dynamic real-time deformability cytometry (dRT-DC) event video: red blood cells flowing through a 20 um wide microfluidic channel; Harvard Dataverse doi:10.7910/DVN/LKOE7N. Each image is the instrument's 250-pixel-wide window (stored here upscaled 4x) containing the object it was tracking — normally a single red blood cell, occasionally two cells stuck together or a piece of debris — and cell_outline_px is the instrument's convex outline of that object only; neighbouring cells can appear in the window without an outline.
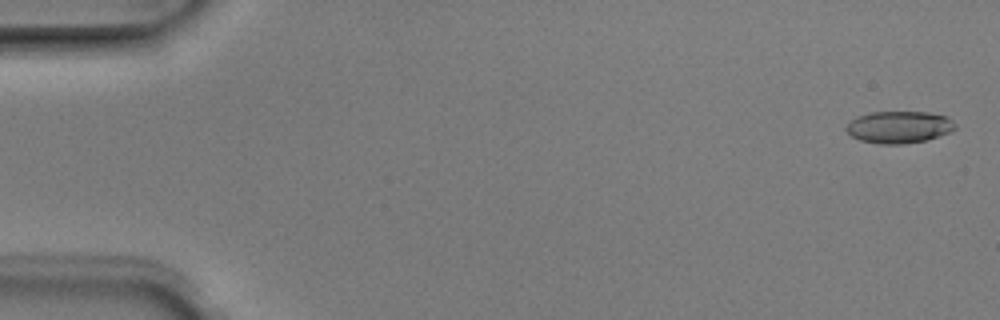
{"species": "Egyptian fruit bat (a non-hibernating species)", "species_latin": "Rousettus aegyptiacus", "temperature_condition": "room temperature", "stored_images_in_passage": 5, "camera_frame_rate_fps": 3000, "um_per_image_px": 0.085, "animal": {"sex": "male"}, "frame": {"image": 1, "passage_image": 1, "time_ms": 0.0, "image_size_px": [1000, 320], "cell_outline_px": [[956, 128], [948, 132], [924, 140], [900, 144], [880, 144], [860, 140], [852, 136], [844, 128], [856, 116], [872, 112], [928, 112], [944, 116], [952, 120], [956, 124]], "centroid_in_image_um": [76.39, 10.79], "position_along_channel_um": 8.6, "area_um2": 20.06}}
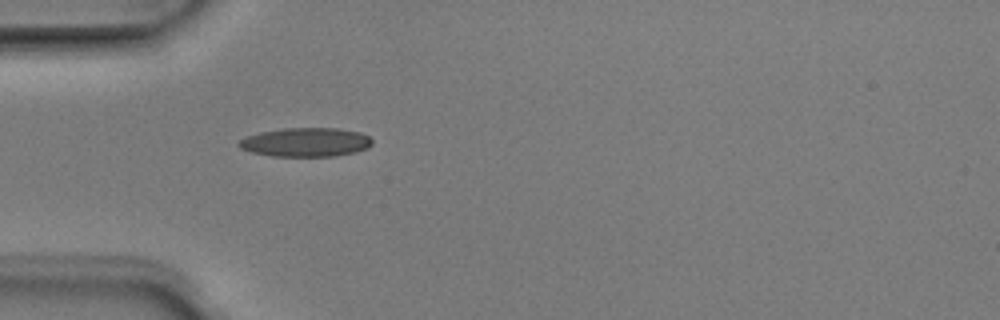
{"frame": {"image": 2, "passage_image": 5, "time_ms": 1.333, "image_size_px": [1000, 320], "cell_outline_px": [[372, 144], [368, 148], [356, 152], [336, 156], [272, 156], [252, 152], [240, 148], [236, 144], [240, 140], [248, 136], [260, 132], [284, 128], [336, 128], [360, 132], [368, 136], [372, 140]], "centroid_in_image_um": [26.01, 12.09], "position_along_channel_um": 59.0, "area_um2": 22.48}}